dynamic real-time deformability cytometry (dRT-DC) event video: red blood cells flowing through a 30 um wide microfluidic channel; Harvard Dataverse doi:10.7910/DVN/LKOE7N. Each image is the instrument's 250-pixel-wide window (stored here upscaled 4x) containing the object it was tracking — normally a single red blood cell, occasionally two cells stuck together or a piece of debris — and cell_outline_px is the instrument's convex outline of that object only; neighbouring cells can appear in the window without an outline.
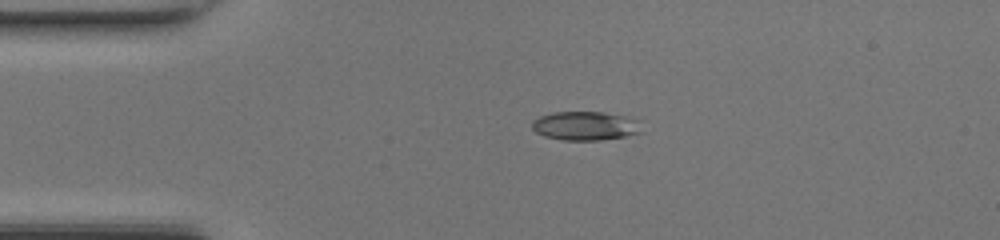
{"species": "common noctule bat (a hibernating species)", "species_latin": "Nyctalus noctula", "temperature_condition": "room temperature", "stored_images_in_passage": 31, "camera_frame_rate_fps": 3000, "um_per_image_px": 0.085, "animal": {"sex": "female", "body_mass_g": 17.0, "forearm_length_mm": 48.0}, "frame": {"image": 1, "passage_image": 1, "time_ms": 0.0, "image_size_px": [1000, 240], "cell_outline_px": [[644, 132], [624, 136], [600, 140], [564, 140], [544, 136], [536, 132], [532, 128], [532, 120], [540, 116], [552, 112], [604, 112], [624, 116], [640, 120]], "centroid_in_image_um": [49.78, 10.69], "position_along_channel_um": 35.2, "area_um2": 18.61}}
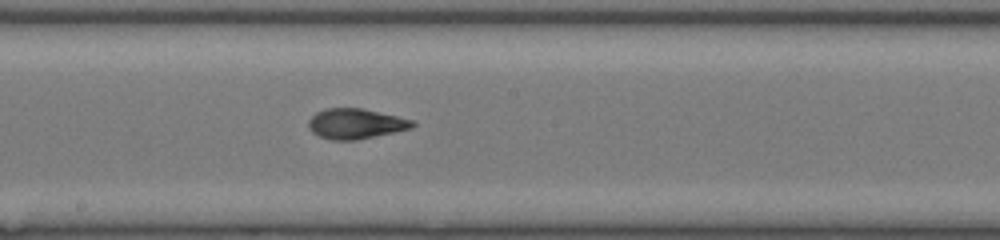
{"frame": {"image": 2, "passage_image": 16, "time_ms": 5.0, "image_size_px": [1000, 240], "cell_outline_px": [[416, 124], [412, 128], [356, 140], [332, 140], [320, 136], [312, 132], [308, 128], [308, 120], [316, 112], [328, 108], [360, 108], [416, 120]], "centroid_in_image_um": [30.24, 10.51], "position_along_channel_um": 218.0, "area_um2": 18.26}}
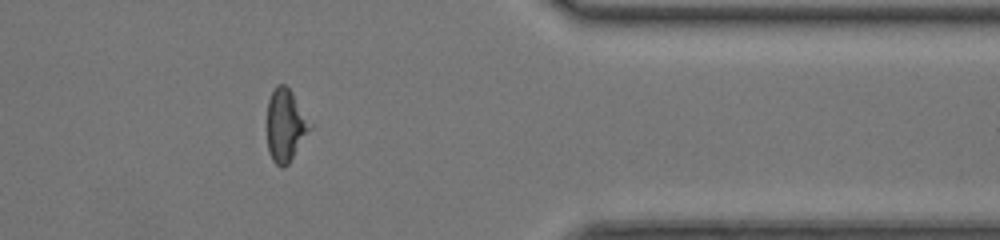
{"frame": {"image": 3, "passage_image": 29, "time_ms": 9.333, "image_size_px": [1000, 240], "cell_outline_px": [[312, 128], [288, 164], [284, 168], [280, 168], [272, 160], [268, 152], [268, 100], [276, 84], [284, 84], [292, 92], [312, 124]], "centroid_in_image_um": [24.27, 10.67], "position_along_channel_um": 387.1, "area_um2": 18.09}, "authors_computed_cell_mechanics": {"area_um2": 18.3804, "velocity_mm_per_s": 4.3738, "shape_relaxation_time_tau1_ms": 6.7143, "shape_relaxation_time_tau2_ms": 1.5753, "deformation_change_tau1": 0.2078, "deformation_change_tau2": 0.0876}}